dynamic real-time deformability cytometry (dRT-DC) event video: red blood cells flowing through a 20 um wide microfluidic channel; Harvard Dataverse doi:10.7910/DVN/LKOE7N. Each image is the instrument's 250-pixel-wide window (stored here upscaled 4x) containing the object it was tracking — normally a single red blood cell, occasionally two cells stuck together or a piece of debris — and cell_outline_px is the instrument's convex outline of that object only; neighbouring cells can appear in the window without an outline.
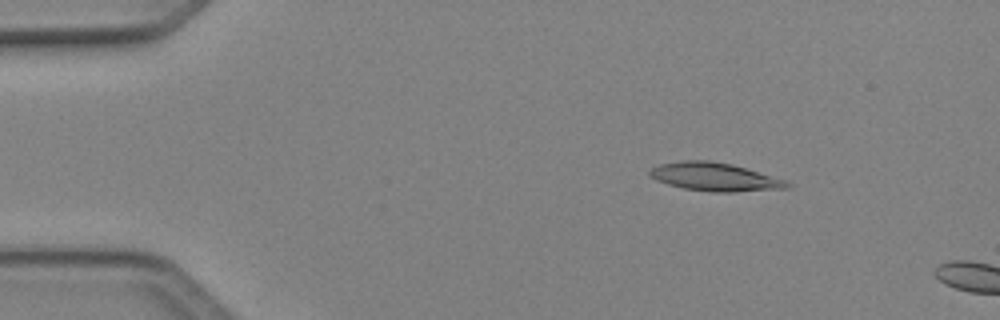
{"species": "Egyptian fruit bat (a non-hibernating species)", "species_latin": "Rousettus aegyptiacus", "temperature_condition": "cold", "stored_images_in_passage": 10, "camera_frame_rate_fps": 3000, "um_per_image_px": 0.085, "animal": {"sex": "female"}, "frame": {"image": 1, "passage_image": 7, "time_ms": 2.0, "image_size_px": [1000, 320], "cell_outline_px": [[792, 188], [736, 192], [712, 192], [684, 188], [668, 184], [656, 180], [648, 176], [648, 172], [652, 168], [660, 164], [684, 160], [708, 160], [732, 164], [788, 180], [792, 184]], "centroid_in_image_um": [60.81, 15.04], "position_along_channel_um": 24.2, "area_um2": 22.89}}